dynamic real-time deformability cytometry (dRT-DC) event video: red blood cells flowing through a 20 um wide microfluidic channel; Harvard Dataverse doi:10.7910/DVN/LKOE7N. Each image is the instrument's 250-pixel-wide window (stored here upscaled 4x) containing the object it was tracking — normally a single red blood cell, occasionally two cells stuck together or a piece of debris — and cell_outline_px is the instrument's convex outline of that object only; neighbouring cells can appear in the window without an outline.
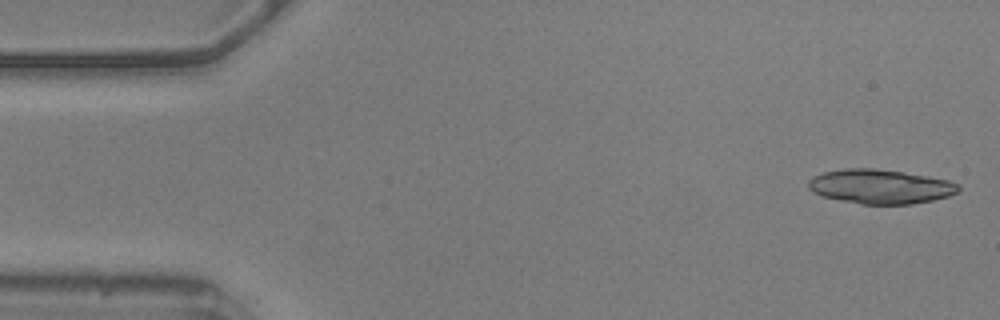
{"species": "common noctule bat (a hibernating species)", "species_latin": "Nyctalus noctula", "temperature_condition": "warm", "stored_images_in_passage": 49, "segment_of_instrument_passage": [1, 2], "camera_frame_rate_fps": 3000, "um_per_image_px": 0.085, "animal": {"sex": "male", "body_mass_g": 20.5, "forearm_length_mm": 52.5}, "frame": {"image": 1, "passage_image": 1, "time_ms": 0.0, "image_size_px": [1000, 320], "cell_outline_px": [[960, 188], [956, 192], [948, 196], [932, 200], [912, 204], [860, 204], [820, 196], [812, 192], [808, 188], [808, 180], [812, 176], [824, 172], [848, 168], [876, 168], [904, 172], [948, 180], [960, 184]], "centroid_in_image_um": [74.79, 15.85], "position_along_channel_um": 10.2, "area_um2": 30.11}}